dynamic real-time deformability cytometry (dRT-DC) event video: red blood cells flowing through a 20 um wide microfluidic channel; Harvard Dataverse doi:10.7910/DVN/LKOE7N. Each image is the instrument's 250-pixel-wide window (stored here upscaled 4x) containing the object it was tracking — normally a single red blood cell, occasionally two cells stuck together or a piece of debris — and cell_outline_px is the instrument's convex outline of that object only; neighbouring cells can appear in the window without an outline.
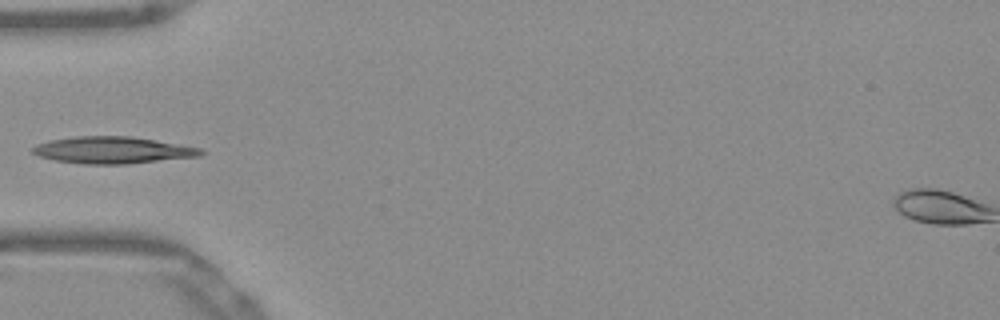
{"species": "Egyptian fruit bat (a non-hibernating species)", "species_latin": "Rousettus aegyptiacus", "temperature_condition": "warm", "stored_images_in_passage": 26, "camera_frame_rate_fps": 3000, "um_per_image_px": 0.085, "frame": {"image": 1, "passage_image": 1, "time_ms": 0.0, "image_size_px": [1000, 320], "cell_outline_px": [[204, 152], [200, 156], [128, 164], [84, 164], [56, 160], [40, 156], [32, 152], [32, 148], [36, 144], [52, 140], [76, 136], [132, 136], [156, 140], [200, 148]], "centroid_in_image_um": [9.58, 12.76], "position_along_channel_um": 75.4, "area_um2": 26.13}}
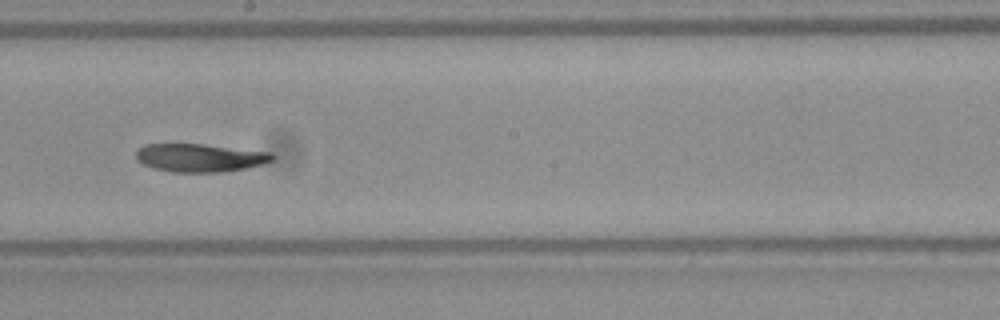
{"frame": {"image": 2, "passage_image": 13, "time_ms": 4.0, "image_size_px": [1000, 320], "cell_outline_px": [[276, 156], [272, 160], [260, 164], [244, 168], [220, 172], [172, 172], [152, 168], [136, 160], [136, 152], [144, 144], [204, 144], [272, 152]], "centroid_in_image_um": [16.98, 13.4], "position_along_channel_um": 231.2, "area_um2": 22.31}}
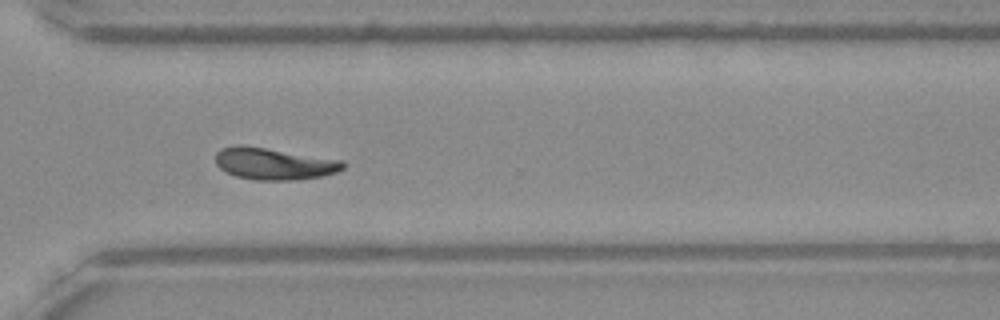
{"frame": {"image": 3, "passage_image": 22, "time_ms": 7.0, "image_size_px": [1000, 320], "cell_outline_px": [[344, 168], [336, 172], [320, 176], [296, 180], [256, 180], [236, 176], [220, 168], [216, 164], [216, 152], [220, 148], [240, 144], [344, 160]], "centroid_in_image_um": [23.28, 13.91], "position_along_channel_um": 347.3, "area_um2": 23.58}}